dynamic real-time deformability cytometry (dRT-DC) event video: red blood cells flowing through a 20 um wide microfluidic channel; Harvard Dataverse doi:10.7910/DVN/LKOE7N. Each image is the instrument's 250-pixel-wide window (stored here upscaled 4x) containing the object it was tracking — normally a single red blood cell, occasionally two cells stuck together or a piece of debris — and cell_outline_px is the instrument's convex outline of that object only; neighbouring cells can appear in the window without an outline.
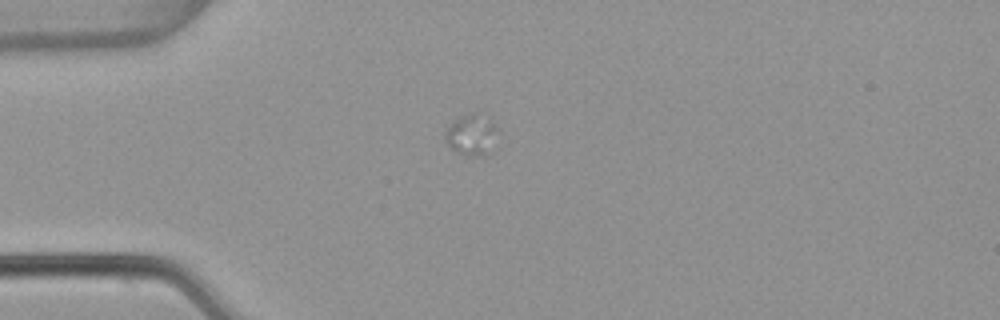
{"species": "common noctule bat (a hibernating species)", "species_latin": "Nyctalus noctula", "temperature_condition": "warm", "stored_images_in_passage": 2, "camera_frame_rate_fps": 3000, "um_per_image_px": 0.085, "animal": {"sex": "female", "body_mass_g": 22.7, "forearm_length_mm": 54.2}, "frame": {"image": 1, "passage_image": 2, "time_ms": 0.333, "image_size_px": [1000, 320], "cell_outline_px": [[500, 132], [488, 152], [480, 156], [464, 156], [452, 148], [448, 144], [444, 136], [444, 132], [448, 124], [452, 120], [468, 112], [476, 112], [492, 124]], "centroid_in_image_um": [40.03, 11.45], "position_along_channel_um": 45.0, "area_um2": 12.54}}